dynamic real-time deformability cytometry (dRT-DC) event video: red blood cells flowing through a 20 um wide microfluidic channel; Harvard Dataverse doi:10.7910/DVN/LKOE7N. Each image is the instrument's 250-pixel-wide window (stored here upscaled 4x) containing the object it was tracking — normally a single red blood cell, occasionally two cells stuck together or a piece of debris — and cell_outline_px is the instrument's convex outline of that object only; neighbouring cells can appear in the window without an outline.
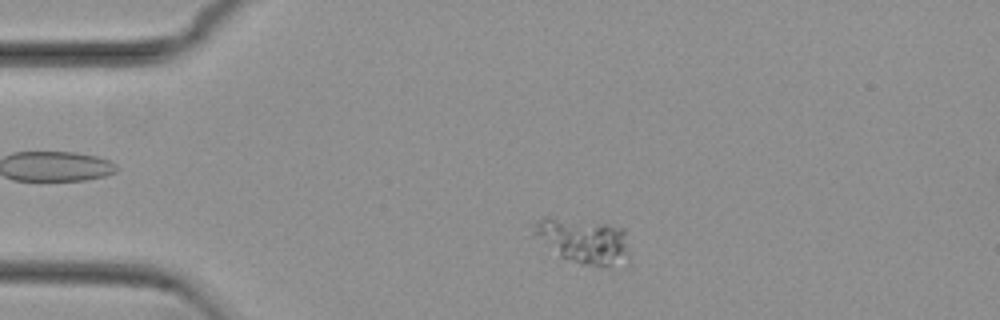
{"species": "common noctule bat (a hibernating species)", "species_latin": "Nyctalus noctula", "temperature_condition": "cold", "stored_images_in_passage": 48, "camera_frame_rate_fps": 3000, "um_per_image_px": 0.085, "animal": {"sex": "female", "body_mass_g": 29.2, "forearm_length_mm": 56.3}, "frame": {"image": 1, "passage_image": 5, "time_ms": 1.333, "image_size_px": [1000, 320], "cell_outline_px": [[632, 260], [628, 264], [612, 268], [580, 264], [560, 256], [532, 232], [532, 224], [544, 216], [548, 216], [608, 224], [624, 228]], "centroid_in_image_um": [49.7, 20.51], "position_along_channel_um": 35.3, "area_um2": 25.84}}
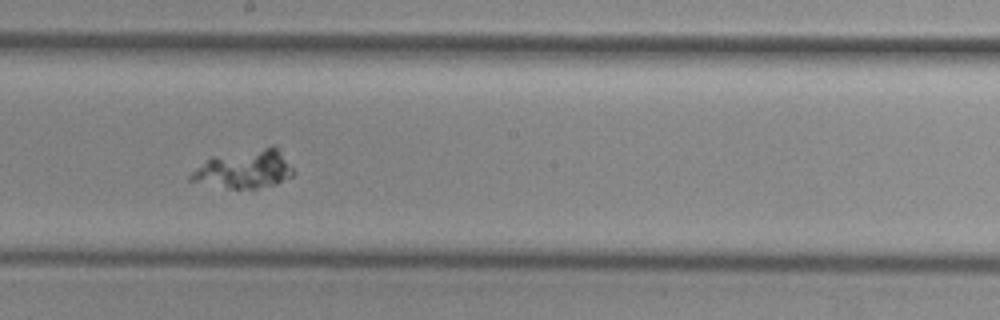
{"frame": {"image": 2, "passage_image": 24, "time_ms": 7.667, "image_size_px": [1000, 320], "cell_outline_px": [[296, 172], [292, 176], [276, 184], [256, 188], [228, 188], [188, 180], [188, 176], [196, 168], [212, 156], [272, 144], [276, 144], [280, 148]], "centroid_in_image_um": [20.84, 14.33], "position_along_channel_um": 227.4, "area_um2": 23.35}}
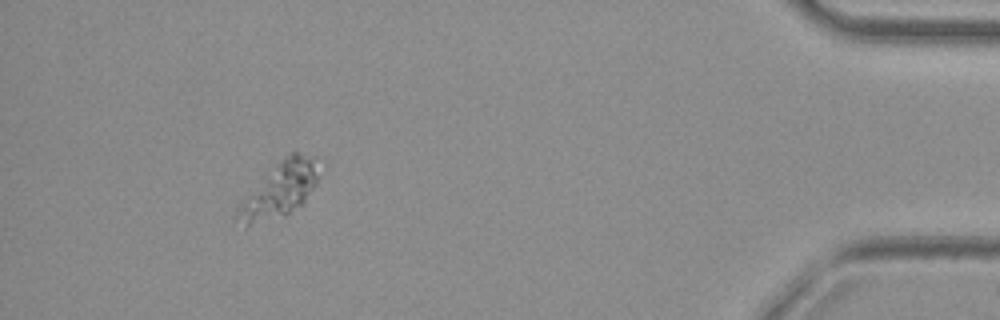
{"frame": {"image": 3, "passage_image": 44, "time_ms": 14.333, "image_size_px": [1000, 320], "cell_outline_px": [[316, 184], [304, 204], [284, 216], [248, 224], [232, 220], [240, 200], [268, 168], [288, 152], [300, 152], [312, 160], [316, 176]], "centroid_in_image_um": [23.66, 16.14], "position_along_channel_um": 411.5, "area_um2": 26.01}}